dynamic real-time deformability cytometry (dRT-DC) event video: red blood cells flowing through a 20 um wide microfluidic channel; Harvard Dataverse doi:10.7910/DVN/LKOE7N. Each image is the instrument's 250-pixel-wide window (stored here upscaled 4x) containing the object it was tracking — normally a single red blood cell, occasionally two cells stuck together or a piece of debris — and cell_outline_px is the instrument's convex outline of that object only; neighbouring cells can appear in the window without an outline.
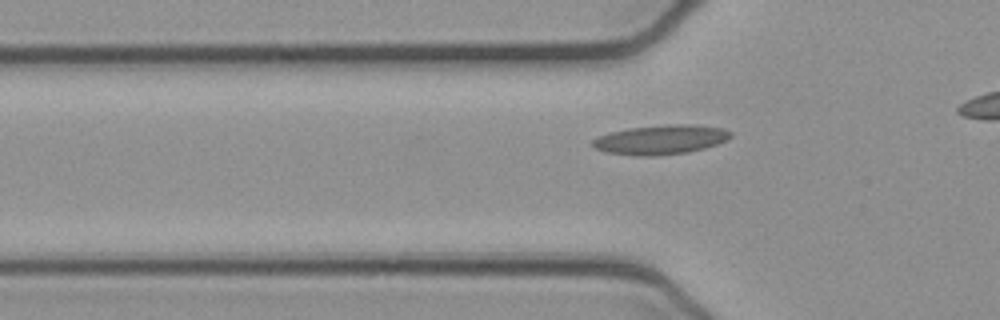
{"species": "common noctule bat (a hibernating species)", "species_latin": "Nyctalus noctula", "temperature_condition": "cold", "stored_images_in_passage": 32, "camera_frame_rate_fps": 3000, "um_per_image_px": 0.085, "animal": {"sex": "female", "body_mass_g": 21.9}, "frame": {"image": 1, "passage_image": 13, "time_ms": 4.0, "image_size_px": [1000, 320], "cell_outline_px": [[732, 136], [728, 140], [704, 148], [688, 152], [652, 156], [636, 156], [604, 152], [596, 148], [592, 144], [592, 140], [596, 136], [628, 128], [676, 124], [688, 124], [724, 128], [732, 132]], "centroid_in_image_um": [56.16, 11.87], "position_along_channel_um": 69.6, "area_um2": 23.64}}
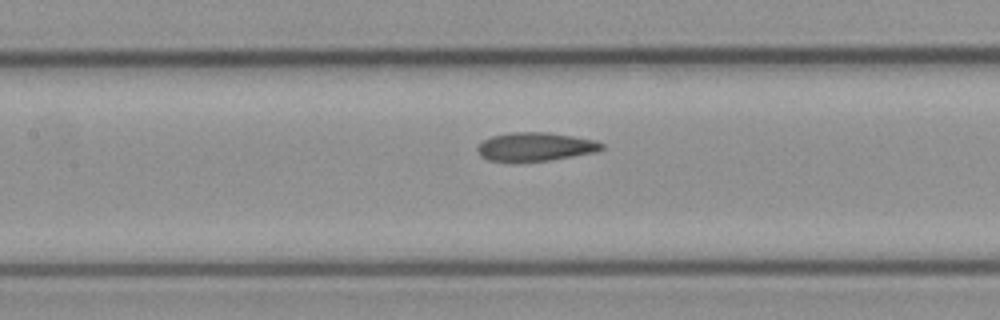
{"frame": {"image": 2, "passage_image": 20, "time_ms": 6.333, "image_size_px": [1000, 320], "cell_outline_px": [[604, 148], [596, 152], [548, 160], [516, 164], [512, 164], [488, 160], [480, 156], [476, 152], [476, 148], [484, 140], [492, 136], [512, 132], [548, 132], [596, 140], [604, 144]], "centroid_in_image_um": [45.45, 12.5], "position_along_channel_um": 162.0, "area_um2": 21.27}}
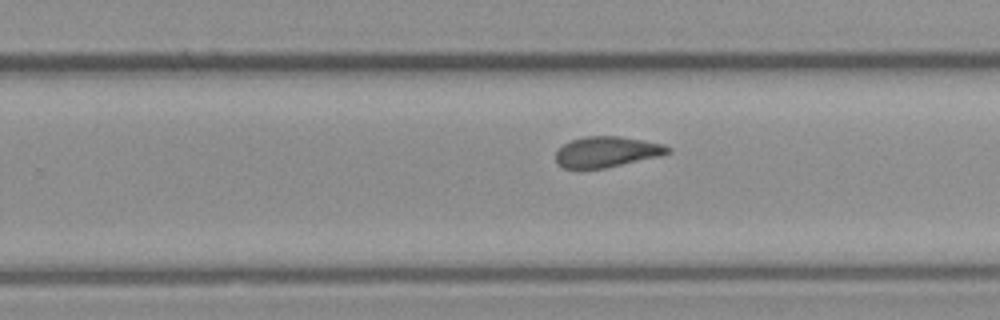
{"frame": {"image": 3, "passage_image": 29, "time_ms": 9.333, "image_size_px": [1000, 320], "cell_outline_px": [[672, 152], [660, 156], [604, 168], [564, 168], [556, 164], [556, 152], [564, 144], [572, 140], [584, 136], [620, 136], [644, 140], [660, 144], [672, 148]], "centroid_in_image_um": [51.58, 12.9], "position_along_channel_um": 278.2, "area_um2": 19.94}}